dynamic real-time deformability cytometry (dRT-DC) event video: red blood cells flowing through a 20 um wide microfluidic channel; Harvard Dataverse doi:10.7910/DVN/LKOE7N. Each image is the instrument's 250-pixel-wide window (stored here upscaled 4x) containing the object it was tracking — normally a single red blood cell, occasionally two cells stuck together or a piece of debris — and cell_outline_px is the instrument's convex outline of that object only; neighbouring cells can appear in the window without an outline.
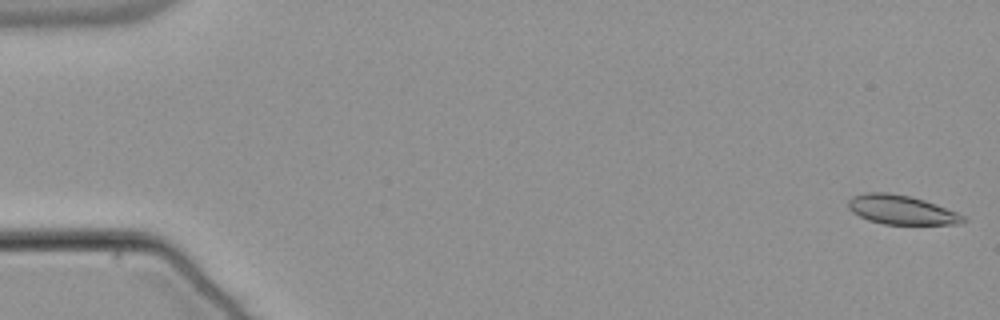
{"species": "common noctule bat (a hibernating species)", "species_latin": "Nyctalus noctula", "temperature_condition": "warm", "stored_images_in_passage": 54, "camera_frame_rate_fps": 3000, "um_per_image_px": 0.085, "animal": {"sex": "male", "body_mass_g": 21.5, "forearm_length_mm": 52.0}, "frame": {"image": 1, "passage_image": 1, "time_ms": 0.0, "image_size_px": [1000, 320], "cell_outline_px": [[968, 220], [960, 224], [884, 224], [868, 220], [852, 212], [848, 208], [848, 200], [852, 196], [864, 192], [888, 192], [908, 196], [924, 200], [956, 212], [964, 216]], "centroid_in_image_um": [76.59, 17.83], "position_along_channel_um": 8.4, "area_um2": 19.48}}
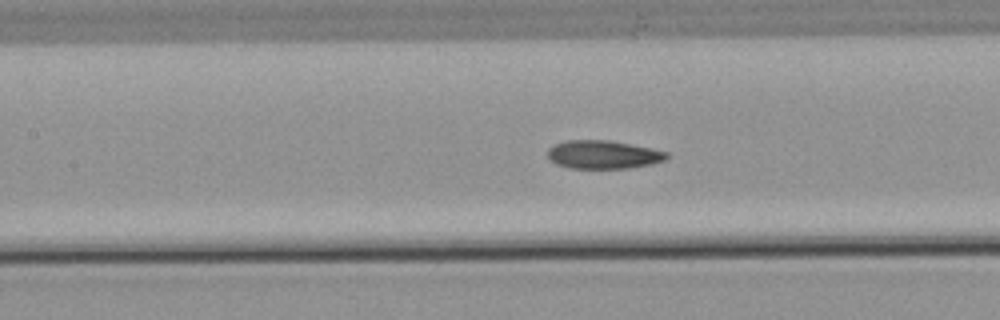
{"frame": {"image": 2, "passage_image": 25, "time_ms": 8.0, "image_size_px": [1000, 320], "cell_outline_px": [[668, 156], [664, 160], [652, 164], [628, 168], [568, 168], [556, 164], [548, 160], [548, 148], [556, 144], [568, 140], [608, 140], [632, 144], [652, 148], [668, 152]], "centroid_in_image_um": [51.26, 13.14], "position_along_channel_um": 156.1, "area_um2": 19.71}}
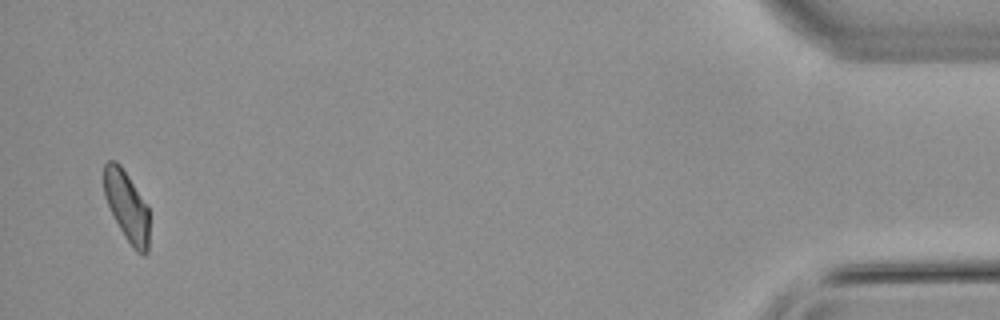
{"frame": {"image": 3, "passage_image": 53, "time_ms": 17.333, "image_size_px": [1000, 320], "cell_outline_px": [[148, 252], [144, 256], [136, 252], [132, 248], [124, 236], [104, 196], [104, 164], [108, 160], [116, 160], [120, 164], [128, 176], [148, 208]], "centroid_in_image_um": [10.77, 17.54], "position_along_channel_um": 424.4, "area_um2": 18.26}, "authors_computed_cell_mechanics": {"area_um2": 19.941, "velocity_mm_per_s": 3.7991, "shape_relaxation_time_tau1_ms": 5.5468, "shape_relaxation_time_tau2_ms": 4.7138, "deformation_change_tau1": 0.1687, "deformation_change_tau2": 0.1052}}